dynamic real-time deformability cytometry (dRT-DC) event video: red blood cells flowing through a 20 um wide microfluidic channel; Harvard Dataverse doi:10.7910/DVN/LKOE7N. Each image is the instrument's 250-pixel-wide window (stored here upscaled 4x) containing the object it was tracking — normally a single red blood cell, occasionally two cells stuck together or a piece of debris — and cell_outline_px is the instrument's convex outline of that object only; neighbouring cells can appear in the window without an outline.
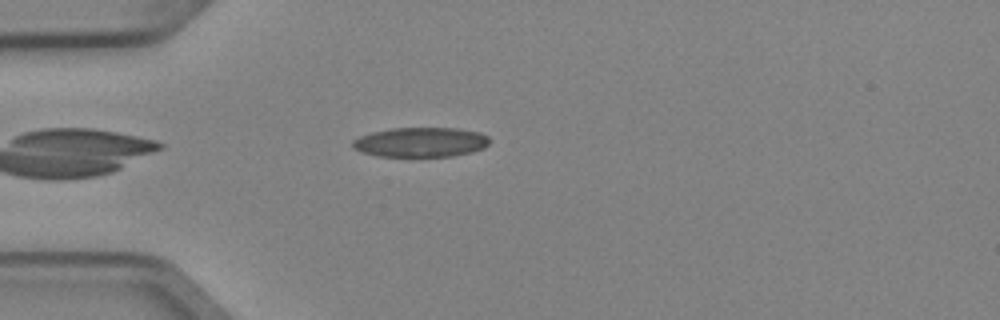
{"species": "Egyptian fruit bat (a non-hibernating species)", "species_latin": "Rousettus aegyptiacus", "temperature_condition": "cold", "stored_images_in_passage": 2, "camera_frame_rate_fps": 3000, "um_per_image_px": 0.085, "animal": {"sex": "female"}, "frame": {"image": 1, "passage_image": 1, "time_ms": 0.0, "image_size_px": [1000, 320], "cell_outline_px": [[488, 144], [484, 148], [472, 152], [452, 156], [380, 156], [360, 152], [352, 148], [352, 140], [360, 136], [372, 132], [392, 128], [460, 128], [480, 132], [488, 136]], "centroid_in_image_um": [35.75, 12.08], "position_along_channel_um": 49.2, "area_um2": 23.76}}